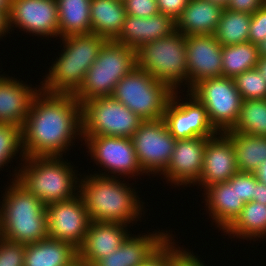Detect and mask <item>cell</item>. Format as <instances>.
<instances>
[{
	"instance_id": "6da1fadb",
	"label": "cell",
	"mask_w": 266,
	"mask_h": 266,
	"mask_svg": "<svg viewBox=\"0 0 266 266\" xmlns=\"http://www.w3.org/2000/svg\"><path fill=\"white\" fill-rule=\"evenodd\" d=\"M25 157L63 156L82 136V108L73 94L39 90L21 128Z\"/></svg>"
},
{
	"instance_id": "7a4b0ae2",
	"label": "cell",
	"mask_w": 266,
	"mask_h": 266,
	"mask_svg": "<svg viewBox=\"0 0 266 266\" xmlns=\"http://www.w3.org/2000/svg\"><path fill=\"white\" fill-rule=\"evenodd\" d=\"M88 174L80 176L78 195L92 221L129 226L142 221L146 212L145 202L137 195V188L125 179L120 180L122 178Z\"/></svg>"
},
{
	"instance_id": "3957f363",
	"label": "cell",
	"mask_w": 266,
	"mask_h": 266,
	"mask_svg": "<svg viewBox=\"0 0 266 266\" xmlns=\"http://www.w3.org/2000/svg\"><path fill=\"white\" fill-rule=\"evenodd\" d=\"M65 159L63 156L25 157L10 172L13 177L10 180H16L46 206L70 200L78 195L81 175L75 169L77 166Z\"/></svg>"
},
{
	"instance_id": "277c9868",
	"label": "cell",
	"mask_w": 266,
	"mask_h": 266,
	"mask_svg": "<svg viewBox=\"0 0 266 266\" xmlns=\"http://www.w3.org/2000/svg\"><path fill=\"white\" fill-rule=\"evenodd\" d=\"M9 181L0 199V237L24 245L47 238L46 205L16 180Z\"/></svg>"
},
{
	"instance_id": "5b68a950",
	"label": "cell",
	"mask_w": 266,
	"mask_h": 266,
	"mask_svg": "<svg viewBox=\"0 0 266 266\" xmlns=\"http://www.w3.org/2000/svg\"><path fill=\"white\" fill-rule=\"evenodd\" d=\"M58 56L43 76L40 89L48 93L74 94L85 79L88 69L94 64L105 38L94 33L70 35L59 38Z\"/></svg>"
},
{
	"instance_id": "8992f818",
	"label": "cell",
	"mask_w": 266,
	"mask_h": 266,
	"mask_svg": "<svg viewBox=\"0 0 266 266\" xmlns=\"http://www.w3.org/2000/svg\"><path fill=\"white\" fill-rule=\"evenodd\" d=\"M136 61L139 69L167 83L174 91L182 86L180 91L186 88L188 91L186 36L181 32L143 44L136 50Z\"/></svg>"
},
{
	"instance_id": "52a82bcc",
	"label": "cell",
	"mask_w": 266,
	"mask_h": 266,
	"mask_svg": "<svg viewBox=\"0 0 266 266\" xmlns=\"http://www.w3.org/2000/svg\"><path fill=\"white\" fill-rule=\"evenodd\" d=\"M137 66L136 51L114 40L106 41L79 89L73 94L82 105L93 98L111 97L117 82Z\"/></svg>"
},
{
	"instance_id": "ba28073f",
	"label": "cell",
	"mask_w": 266,
	"mask_h": 266,
	"mask_svg": "<svg viewBox=\"0 0 266 266\" xmlns=\"http://www.w3.org/2000/svg\"><path fill=\"white\" fill-rule=\"evenodd\" d=\"M174 90L137 66L120 79L111 97L142 120L162 119Z\"/></svg>"
},
{
	"instance_id": "9c48e42d",
	"label": "cell",
	"mask_w": 266,
	"mask_h": 266,
	"mask_svg": "<svg viewBox=\"0 0 266 266\" xmlns=\"http://www.w3.org/2000/svg\"><path fill=\"white\" fill-rule=\"evenodd\" d=\"M81 108L82 136L131 138L144 121L112 97L90 99Z\"/></svg>"
},
{
	"instance_id": "30bf717a",
	"label": "cell",
	"mask_w": 266,
	"mask_h": 266,
	"mask_svg": "<svg viewBox=\"0 0 266 266\" xmlns=\"http://www.w3.org/2000/svg\"><path fill=\"white\" fill-rule=\"evenodd\" d=\"M83 140L87 155L90 154V159L98 166V171L99 167L103 169L93 172L94 174L123 179L126 177L128 180L130 177L136 179L137 176L146 175L138 162L131 138L83 136Z\"/></svg>"
},
{
	"instance_id": "8fae6325",
	"label": "cell",
	"mask_w": 266,
	"mask_h": 266,
	"mask_svg": "<svg viewBox=\"0 0 266 266\" xmlns=\"http://www.w3.org/2000/svg\"><path fill=\"white\" fill-rule=\"evenodd\" d=\"M189 92L204 105L209 121L217 132L224 133L235 126L243 99L233 78H208Z\"/></svg>"
},
{
	"instance_id": "7c38bea8",
	"label": "cell",
	"mask_w": 266,
	"mask_h": 266,
	"mask_svg": "<svg viewBox=\"0 0 266 266\" xmlns=\"http://www.w3.org/2000/svg\"><path fill=\"white\" fill-rule=\"evenodd\" d=\"M131 140L138 162L146 175L161 176L168 167L176 142L164 119L143 121Z\"/></svg>"
},
{
	"instance_id": "4fadbf2b",
	"label": "cell",
	"mask_w": 266,
	"mask_h": 266,
	"mask_svg": "<svg viewBox=\"0 0 266 266\" xmlns=\"http://www.w3.org/2000/svg\"><path fill=\"white\" fill-rule=\"evenodd\" d=\"M186 92L181 94L185 96L183 98L182 92L174 91L166 106L163 119L170 134L176 140L216 135L218 132L211 125L204 105L193 94Z\"/></svg>"
},
{
	"instance_id": "5bb4252c",
	"label": "cell",
	"mask_w": 266,
	"mask_h": 266,
	"mask_svg": "<svg viewBox=\"0 0 266 266\" xmlns=\"http://www.w3.org/2000/svg\"><path fill=\"white\" fill-rule=\"evenodd\" d=\"M8 24L10 32L17 28L33 37L57 40L59 39L57 1L12 0Z\"/></svg>"
},
{
	"instance_id": "9a60e30c",
	"label": "cell",
	"mask_w": 266,
	"mask_h": 266,
	"mask_svg": "<svg viewBox=\"0 0 266 266\" xmlns=\"http://www.w3.org/2000/svg\"><path fill=\"white\" fill-rule=\"evenodd\" d=\"M48 237L71 244L78 249L91 221L82 198L77 195L67 201L46 206Z\"/></svg>"
},
{
	"instance_id": "2e32d148",
	"label": "cell",
	"mask_w": 266,
	"mask_h": 266,
	"mask_svg": "<svg viewBox=\"0 0 266 266\" xmlns=\"http://www.w3.org/2000/svg\"><path fill=\"white\" fill-rule=\"evenodd\" d=\"M210 137L177 139L167 169L161 174L174 187H193L199 182L203 168L205 145ZM164 176V177H163ZM174 184V185H173Z\"/></svg>"
},
{
	"instance_id": "e0dca14e",
	"label": "cell",
	"mask_w": 266,
	"mask_h": 266,
	"mask_svg": "<svg viewBox=\"0 0 266 266\" xmlns=\"http://www.w3.org/2000/svg\"><path fill=\"white\" fill-rule=\"evenodd\" d=\"M188 92L200 81L223 76L222 45L214 35L186 36Z\"/></svg>"
},
{
	"instance_id": "ac0fdd59",
	"label": "cell",
	"mask_w": 266,
	"mask_h": 266,
	"mask_svg": "<svg viewBox=\"0 0 266 266\" xmlns=\"http://www.w3.org/2000/svg\"><path fill=\"white\" fill-rule=\"evenodd\" d=\"M200 191L204 192L203 207H206L205 214H209L211 226L216 225L218 231L223 233L239 216L245 205L237 192V172L228 181L212 184Z\"/></svg>"
},
{
	"instance_id": "d6986e66",
	"label": "cell",
	"mask_w": 266,
	"mask_h": 266,
	"mask_svg": "<svg viewBox=\"0 0 266 266\" xmlns=\"http://www.w3.org/2000/svg\"><path fill=\"white\" fill-rule=\"evenodd\" d=\"M236 172L238 167L231 139L221 132L208 138L198 188L205 189L212 184L226 182Z\"/></svg>"
},
{
	"instance_id": "ffe728a7",
	"label": "cell",
	"mask_w": 266,
	"mask_h": 266,
	"mask_svg": "<svg viewBox=\"0 0 266 266\" xmlns=\"http://www.w3.org/2000/svg\"><path fill=\"white\" fill-rule=\"evenodd\" d=\"M126 224L90 221L77 257L92 266L97 260L114 252L130 234Z\"/></svg>"
},
{
	"instance_id": "44dd1931",
	"label": "cell",
	"mask_w": 266,
	"mask_h": 266,
	"mask_svg": "<svg viewBox=\"0 0 266 266\" xmlns=\"http://www.w3.org/2000/svg\"><path fill=\"white\" fill-rule=\"evenodd\" d=\"M158 230L148 231L147 234L140 232L138 235L131 232L119 248L97 260L92 266H140L173 234L167 229Z\"/></svg>"
},
{
	"instance_id": "7402d4cb",
	"label": "cell",
	"mask_w": 266,
	"mask_h": 266,
	"mask_svg": "<svg viewBox=\"0 0 266 266\" xmlns=\"http://www.w3.org/2000/svg\"><path fill=\"white\" fill-rule=\"evenodd\" d=\"M174 32L175 20L162 13L146 18L126 15L122 31L114 41L136 51L143 44L168 37Z\"/></svg>"
},
{
	"instance_id": "603a6c76",
	"label": "cell",
	"mask_w": 266,
	"mask_h": 266,
	"mask_svg": "<svg viewBox=\"0 0 266 266\" xmlns=\"http://www.w3.org/2000/svg\"><path fill=\"white\" fill-rule=\"evenodd\" d=\"M29 84L22 81V79L20 81V79L9 75H6L0 81V123L12 124L22 128L31 101L40 90V85L33 86L31 83Z\"/></svg>"
},
{
	"instance_id": "cb8c5ba5",
	"label": "cell",
	"mask_w": 266,
	"mask_h": 266,
	"mask_svg": "<svg viewBox=\"0 0 266 266\" xmlns=\"http://www.w3.org/2000/svg\"><path fill=\"white\" fill-rule=\"evenodd\" d=\"M223 7L208 0H189L176 19V31L185 36L213 35L219 25Z\"/></svg>"
},
{
	"instance_id": "d4e9b609",
	"label": "cell",
	"mask_w": 266,
	"mask_h": 266,
	"mask_svg": "<svg viewBox=\"0 0 266 266\" xmlns=\"http://www.w3.org/2000/svg\"><path fill=\"white\" fill-rule=\"evenodd\" d=\"M76 258V248L50 237L25 245L24 266H68Z\"/></svg>"
},
{
	"instance_id": "484cf974",
	"label": "cell",
	"mask_w": 266,
	"mask_h": 266,
	"mask_svg": "<svg viewBox=\"0 0 266 266\" xmlns=\"http://www.w3.org/2000/svg\"><path fill=\"white\" fill-rule=\"evenodd\" d=\"M126 11L124 2L117 0H91V33L107 41L115 40L123 28Z\"/></svg>"
},
{
	"instance_id": "4316f807",
	"label": "cell",
	"mask_w": 266,
	"mask_h": 266,
	"mask_svg": "<svg viewBox=\"0 0 266 266\" xmlns=\"http://www.w3.org/2000/svg\"><path fill=\"white\" fill-rule=\"evenodd\" d=\"M223 233L230 239L236 238V242L237 239L266 240V205L256 201L245 203L239 216Z\"/></svg>"
},
{
	"instance_id": "83f0119b",
	"label": "cell",
	"mask_w": 266,
	"mask_h": 266,
	"mask_svg": "<svg viewBox=\"0 0 266 266\" xmlns=\"http://www.w3.org/2000/svg\"><path fill=\"white\" fill-rule=\"evenodd\" d=\"M232 142L239 172L255 173L266 161V137L224 132Z\"/></svg>"
},
{
	"instance_id": "f1b7e54d",
	"label": "cell",
	"mask_w": 266,
	"mask_h": 266,
	"mask_svg": "<svg viewBox=\"0 0 266 266\" xmlns=\"http://www.w3.org/2000/svg\"><path fill=\"white\" fill-rule=\"evenodd\" d=\"M59 38L91 33V0H56Z\"/></svg>"
},
{
	"instance_id": "f546056e",
	"label": "cell",
	"mask_w": 266,
	"mask_h": 266,
	"mask_svg": "<svg viewBox=\"0 0 266 266\" xmlns=\"http://www.w3.org/2000/svg\"><path fill=\"white\" fill-rule=\"evenodd\" d=\"M259 58L258 45L249 41L222 46L223 76L234 79L244 71L256 68Z\"/></svg>"
},
{
	"instance_id": "4dcf8cb0",
	"label": "cell",
	"mask_w": 266,
	"mask_h": 266,
	"mask_svg": "<svg viewBox=\"0 0 266 266\" xmlns=\"http://www.w3.org/2000/svg\"><path fill=\"white\" fill-rule=\"evenodd\" d=\"M250 22L251 14L224 8L213 35L222 46L248 42Z\"/></svg>"
},
{
	"instance_id": "1f68e13d",
	"label": "cell",
	"mask_w": 266,
	"mask_h": 266,
	"mask_svg": "<svg viewBox=\"0 0 266 266\" xmlns=\"http://www.w3.org/2000/svg\"><path fill=\"white\" fill-rule=\"evenodd\" d=\"M230 131L266 137V99L244 100L237 122Z\"/></svg>"
},
{
	"instance_id": "d6a6232c",
	"label": "cell",
	"mask_w": 266,
	"mask_h": 266,
	"mask_svg": "<svg viewBox=\"0 0 266 266\" xmlns=\"http://www.w3.org/2000/svg\"><path fill=\"white\" fill-rule=\"evenodd\" d=\"M17 158H19L20 164L25 158L22 150L21 128L12 124L0 123V171H3L4 167Z\"/></svg>"
},
{
	"instance_id": "836d02e7",
	"label": "cell",
	"mask_w": 266,
	"mask_h": 266,
	"mask_svg": "<svg viewBox=\"0 0 266 266\" xmlns=\"http://www.w3.org/2000/svg\"><path fill=\"white\" fill-rule=\"evenodd\" d=\"M236 88L243 101L247 99H266V79L257 68L244 71L234 78Z\"/></svg>"
},
{
	"instance_id": "e575fe53",
	"label": "cell",
	"mask_w": 266,
	"mask_h": 266,
	"mask_svg": "<svg viewBox=\"0 0 266 266\" xmlns=\"http://www.w3.org/2000/svg\"><path fill=\"white\" fill-rule=\"evenodd\" d=\"M25 245L0 237V266H24Z\"/></svg>"
},
{
	"instance_id": "d590c367",
	"label": "cell",
	"mask_w": 266,
	"mask_h": 266,
	"mask_svg": "<svg viewBox=\"0 0 266 266\" xmlns=\"http://www.w3.org/2000/svg\"><path fill=\"white\" fill-rule=\"evenodd\" d=\"M176 235H171L156 251H154L140 266H169L170 257L179 248L174 239Z\"/></svg>"
},
{
	"instance_id": "8d00e7d4",
	"label": "cell",
	"mask_w": 266,
	"mask_h": 266,
	"mask_svg": "<svg viewBox=\"0 0 266 266\" xmlns=\"http://www.w3.org/2000/svg\"><path fill=\"white\" fill-rule=\"evenodd\" d=\"M266 38V4L251 14L248 41L258 45Z\"/></svg>"
},
{
	"instance_id": "74e56055",
	"label": "cell",
	"mask_w": 266,
	"mask_h": 266,
	"mask_svg": "<svg viewBox=\"0 0 266 266\" xmlns=\"http://www.w3.org/2000/svg\"><path fill=\"white\" fill-rule=\"evenodd\" d=\"M126 15L137 17H152L159 13L156 0H125Z\"/></svg>"
},
{
	"instance_id": "f35d334b",
	"label": "cell",
	"mask_w": 266,
	"mask_h": 266,
	"mask_svg": "<svg viewBox=\"0 0 266 266\" xmlns=\"http://www.w3.org/2000/svg\"><path fill=\"white\" fill-rule=\"evenodd\" d=\"M257 181L255 173L237 172V192L245 203L254 201L255 184Z\"/></svg>"
},
{
	"instance_id": "ab89813d",
	"label": "cell",
	"mask_w": 266,
	"mask_h": 266,
	"mask_svg": "<svg viewBox=\"0 0 266 266\" xmlns=\"http://www.w3.org/2000/svg\"><path fill=\"white\" fill-rule=\"evenodd\" d=\"M194 254L191 250L189 251V249L181 245L170 257L169 266H208L198 254Z\"/></svg>"
},
{
	"instance_id": "60d3db41",
	"label": "cell",
	"mask_w": 266,
	"mask_h": 266,
	"mask_svg": "<svg viewBox=\"0 0 266 266\" xmlns=\"http://www.w3.org/2000/svg\"><path fill=\"white\" fill-rule=\"evenodd\" d=\"M159 13L172 17L175 21L181 15L189 0H156Z\"/></svg>"
},
{
	"instance_id": "b9f144b4",
	"label": "cell",
	"mask_w": 266,
	"mask_h": 266,
	"mask_svg": "<svg viewBox=\"0 0 266 266\" xmlns=\"http://www.w3.org/2000/svg\"><path fill=\"white\" fill-rule=\"evenodd\" d=\"M265 4L266 0H229L226 8L232 11L253 14Z\"/></svg>"
},
{
	"instance_id": "7bdbcfd3",
	"label": "cell",
	"mask_w": 266,
	"mask_h": 266,
	"mask_svg": "<svg viewBox=\"0 0 266 266\" xmlns=\"http://www.w3.org/2000/svg\"><path fill=\"white\" fill-rule=\"evenodd\" d=\"M254 201L266 205V184L257 181L255 184Z\"/></svg>"
},
{
	"instance_id": "ee69618b",
	"label": "cell",
	"mask_w": 266,
	"mask_h": 266,
	"mask_svg": "<svg viewBox=\"0 0 266 266\" xmlns=\"http://www.w3.org/2000/svg\"><path fill=\"white\" fill-rule=\"evenodd\" d=\"M8 15L0 11V40L6 35L11 34L9 32Z\"/></svg>"
},
{
	"instance_id": "f6af8a7d",
	"label": "cell",
	"mask_w": 266,
	"mask_h": 266,
	"mask_svg": "<svg viewBox=\"0 0 266 266\" xmlns=\"http://www.w3.org/2000/svg\"><path fill=\"white\" fill-rule=\"evenodd\" d=\"M255 174H256V177H257L258 181L263 182L264 184H266V161L263 162L259 166V168L255 172Z\"/></svg>"
},
{
	"instance_id": "bcb514c9",
	"label": "cell",
	"mask_w": 266,
	"mask_h": 266,
	"mask_svg": "<svg viewBox=\"0 0 266 266\" xmlns=\"http://www.w3.org/2000/svg\"><path fill=\"white\" fill-rule=\"evenodd\" d=\"M256 68L260 71L264 79H266V56L260 57Z\"/></svg>"
},
{
	"instance_id": "7dc6e473",
	"label": "cell",
	"mask_w": 266,
	"mask_h": 266,
	"mask_svg": "<svg viewBox=\"0 0 266 266\" xmlns=\"http://www.w3.org/2000/svg\"><path fill=\"white\" fill-rule=\"evenodd\" d=\"M12 0H0V11L9 15Z\"/></svg>"
},
{
	"instance_id": "c3c4849f",
	"label": "cell",
	"mask_w": 266,
	"mask_h": 266,
	"mask_svg": "<svg viewBox=\"0 0 266 266\" xmlns=\"http://www.w3.org/2000/svg\"><path fill=\"white\" fill-rule=\"evenodd\" d=\"M259 56L263 57L266 56V38L258 44Z\"/></svg>"
},
{
	"instance_id": "681fc988",
	"label": "cell",
	"mask_w": 266,
	"mask_h": 266,
	"mask_svg": "<svg viewBox=\"0 0 266 266\" xmlns=\"http://www.w3.org/2000/svg\"><path fill=\"white\" fill-rule=\"evenodd\" d=\"M68 266H90V265H88L86 262L77 257Z\"/></svg>"
},
{
	"instance_id": "f907efd6",
	"label": "cell",
	"mask_w": 266,
	"mask_h": 266,
	"mask_svg": "<svg viewBox=\"0 0 266 266\" xmlns=\"http://www.w3.org/2000/svg\"><path fill=\"white\" fill-rule=\"evenodd\" d=\"M208 1L212 2L213 4L219 5L223 8H226L229 2V0H208Z\"/></svg>"
},
{
	"instance_id": "816d5d0a",
	"label": "cell",
	"mask_w": 266,
	"mask_h": 266,
	"mask_svg": "<svg viewBox=\"0 0 266 266\" xmlns=\"http://www.w3.org/2000/svg\"><path fill=\"white\" fill-rule=\"evenodd\" d=\"M1 64V63H0ZM1 71H0V73H2V68L0 69ZM6 75H8V74H0V81L6 76Z\"/></svg>"
}]
</instances>
